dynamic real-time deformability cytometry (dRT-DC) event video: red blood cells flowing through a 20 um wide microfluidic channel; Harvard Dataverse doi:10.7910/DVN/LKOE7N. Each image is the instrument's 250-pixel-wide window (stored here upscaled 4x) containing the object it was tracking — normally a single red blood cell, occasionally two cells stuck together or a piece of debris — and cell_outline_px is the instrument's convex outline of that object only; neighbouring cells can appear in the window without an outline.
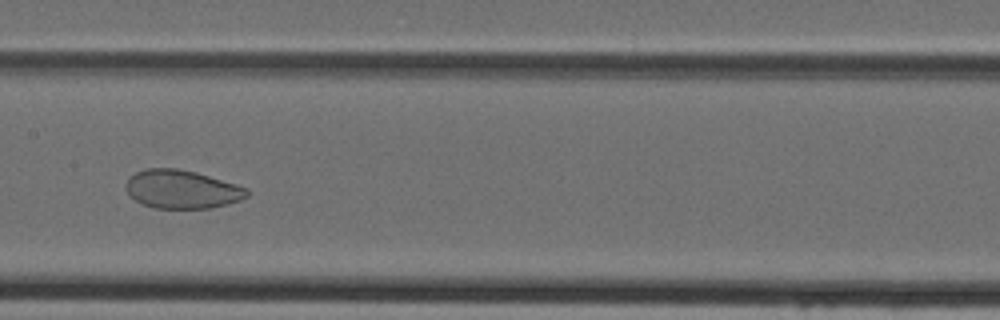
{"species": "Egyptian fruit bat (a non-hibernating species)", "species_latin": "Rousettus aegyptiacus", "temperature_condition": "cold", "stored_images_in_passage": 39, "camera_frame_rate_fps": 3000, "um_per_image_px": 0.085, "animal": {"sex": "female"}, "frame": {"image": 1, "passage_image": 16, "time_ms": 5.0, "image_size_px": [1000, 320], "cell_outline_px": [[248, 196], [240, 200], [228, 204], [212, 208], [152, 208], [136, 200], [128, 192], [124, 184], [128, 176], [144, 168], [176, 168], [196, 172], [236, 184], [248, 188]], "centroid_in_image_um": [15.45, 16.08], "position_along_channel_um": 192.0, "area_um2": 27.22}}
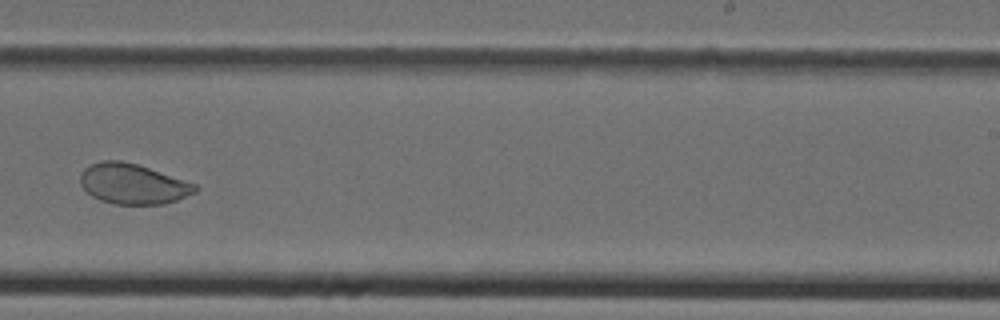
{"frame": {"image": 2, "passage_image": 22, "time_ms": 7.0, "image_size_px": [1000, 320], "cell_outline_px": [[200, 188], [196, 192], [176, 200], [164, 204], [116, 204], [100, 200], [92, 196], [80, 184], [80, 176], [84, 168], [92, 164], [104, 160], [120, 160], [136, 164], [196, 184]], "centroid_in_image_um": [11.29, 15.64], "position_along_channel_um": 277.7, "area_um2": 26.7}}
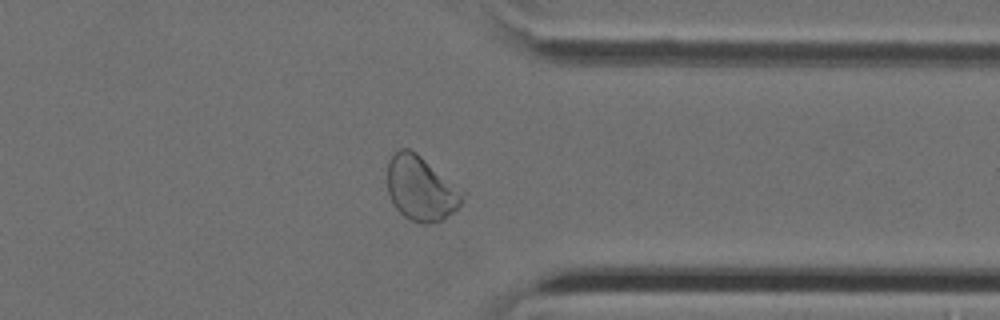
{"frame": {"image": 3, "passage_image": 29, "time_ms": 9.333, "image_size_px": [1000, 320], "cell_outline_px": [[468, 192], [460, 204], [452, 212], [440, 220], [428, 224], [424, 224], [412, 220], [404, 216], [396, 208], [388, 192], [388, 164], [392, 156], [400, 148], [408, 148], [416, 152]], "centroid_in_image_um": [35.83, 16.0], "position_along_channel_um": 375.6, "area_um2": 28.32}}